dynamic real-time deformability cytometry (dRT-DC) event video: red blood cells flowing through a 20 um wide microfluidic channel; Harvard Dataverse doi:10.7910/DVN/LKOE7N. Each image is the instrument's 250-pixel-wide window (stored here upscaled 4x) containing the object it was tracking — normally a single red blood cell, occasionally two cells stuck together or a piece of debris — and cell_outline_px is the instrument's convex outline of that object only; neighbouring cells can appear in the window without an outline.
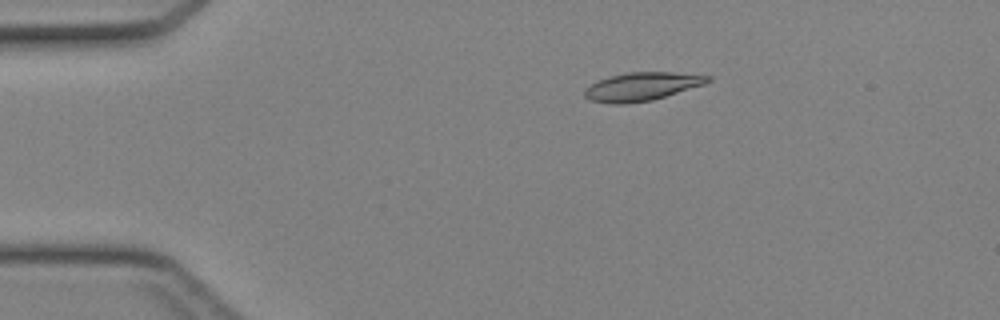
{"species": "Egyptian fruit bat (a non-hibernating species)", "species_latin": "Rousettus aegyptiacus", "temperature_condition": "cold", "stored_images_in_passage": 37, "camera_frame_rate_fps": 3000, "um_per_image_px": 0.085, "animal": {"sex": "female"}, "frame": {"image": 1, "passage_image": 1, "time_ms": 0.0, "image_size_px": [1000, 320], "cell_outline_px": [[712, 80], [704, 84], [652, 100], [624, 104], [616, 104], [588, 100], [584, 96], [584, 88], [608, 76], [628, 72], [672, 72], [712, 76]], "centroid_in_image_um": [54.54, 7.35], "position_along_channel_um": 30.5, "area_um2": 20.23}}
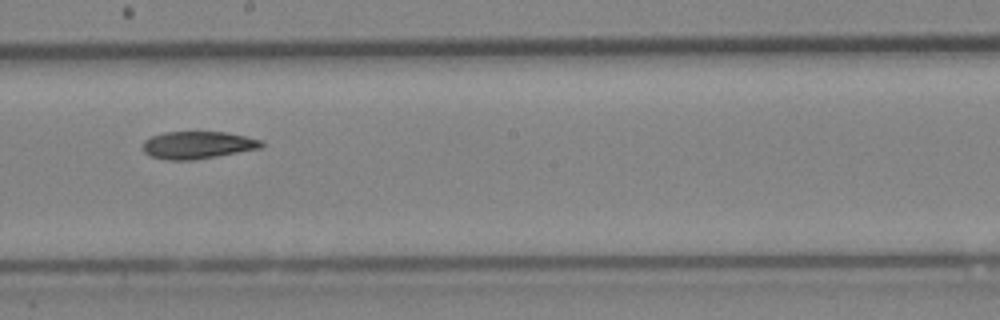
{"frame": {"image": 2, "passage_image": 18, "time_ms": 5.667, "image_size_px": [1000, 320], "cell_outline_px": [[264, 144], [260, 148], [216, 156], [192, 160], [168, 160], [152, 156], [144, 152], [144, 140], [152, 136], [164, 132], [228, 132], [264, 140]], "centroid_in_image_um": [16.83, 12.32], "position_along_channel_um": 231.4, "area_um2": 18.84}}
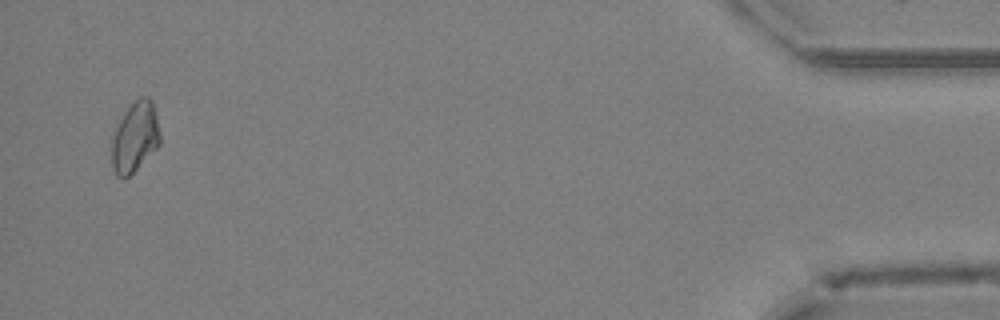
{"frame": {"image": 3, "passage_image": 36, "time_ms": 11.667, "image_size_px": [1000, 320], "cell_outline_px": [[160, 144], [124, 180], [116, 176], [112, 168], [112, 136], [124, 112], [140, 96], [148, 96], [152, 100], [156, 112], [160, 132]], "centroid_in_image_um": [11.47, 11.64], "position_along_channel_um": 423.7, "area_um2": 19.65}}